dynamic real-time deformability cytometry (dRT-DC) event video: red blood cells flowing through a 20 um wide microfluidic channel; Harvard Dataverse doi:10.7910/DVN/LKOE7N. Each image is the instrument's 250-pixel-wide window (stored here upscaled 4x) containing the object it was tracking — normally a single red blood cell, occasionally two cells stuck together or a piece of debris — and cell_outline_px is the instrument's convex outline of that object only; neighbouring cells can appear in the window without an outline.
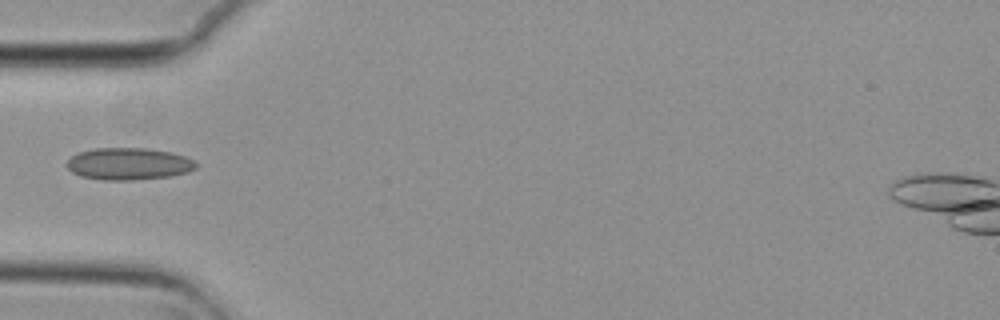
{"species": "common noctule bat (a hibernating species)", "species_latin": "Nyctalus noctula", "temperature_condition": "cold", "stored_images_in_passage": 4, "camera_frame_rate_fps": 3000, "um_per_image_px": 0.085, "animal": {"sex": "female", "body_mass_g": 29.2, "forearm_length_mm": 56.3}, "frame": {"image": 1, "passage_image": 4, "time_ms": 1.0, "image_size_px": [1000, 320], "cell_outline_px": [[196, 168], [188, 172], [168, 176], [132, 180], [104, 180], [80, 176], [72, 172], [68, 168], [68, 160], [76, 152], [96, 148], [148, 148], [172, 152], [196, 160]], "centroid_in_image_um": [10.94, 13.92], "position_along_channel_um": 74.1, "area_um2": 24.16}}